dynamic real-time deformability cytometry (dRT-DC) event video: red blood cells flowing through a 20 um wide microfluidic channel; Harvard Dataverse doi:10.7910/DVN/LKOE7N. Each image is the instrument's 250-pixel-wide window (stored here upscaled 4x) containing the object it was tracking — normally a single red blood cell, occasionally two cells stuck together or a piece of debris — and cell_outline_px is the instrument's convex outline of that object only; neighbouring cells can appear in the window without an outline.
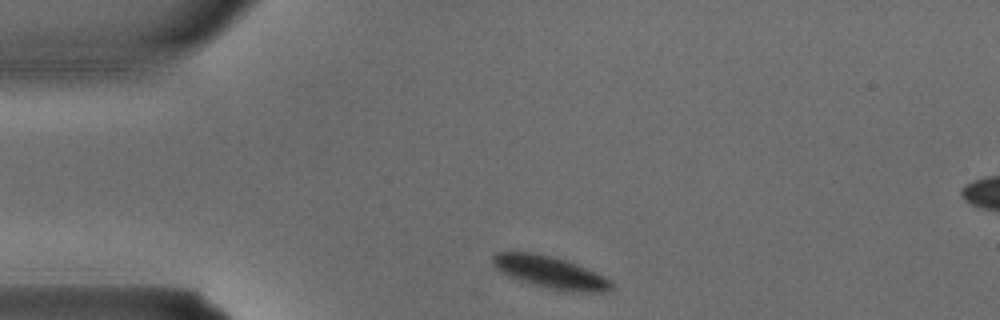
{"species": "common noctule bat (a hibernating species)", "species_latin": "Nyctalus noctula", "temperature_condition": "warm", "stored_images_in_passage": 2, "camera_frame_rate_fps": 3000, "um_per_image_px": 0.085, "animal": {"sex": "male", "body_mass_g": 15.6}, "frame": {"image": 1, "passage_image": 1, "time_ms": 0.0, "image_size_px": [1000, 320], "cell_outline_px": [[616, 284], [612, 288], [604, 292], [556, 292], [508, 276], [500, 272], [492, 264], [492, 256], [496, 252], [536, 252], [556, 256], [596, 272], [604, 276]], "centroid_in_image_um": [46.78, 23.16], "position_along_channel_um": 38.2, "area_um2": 22.83}}